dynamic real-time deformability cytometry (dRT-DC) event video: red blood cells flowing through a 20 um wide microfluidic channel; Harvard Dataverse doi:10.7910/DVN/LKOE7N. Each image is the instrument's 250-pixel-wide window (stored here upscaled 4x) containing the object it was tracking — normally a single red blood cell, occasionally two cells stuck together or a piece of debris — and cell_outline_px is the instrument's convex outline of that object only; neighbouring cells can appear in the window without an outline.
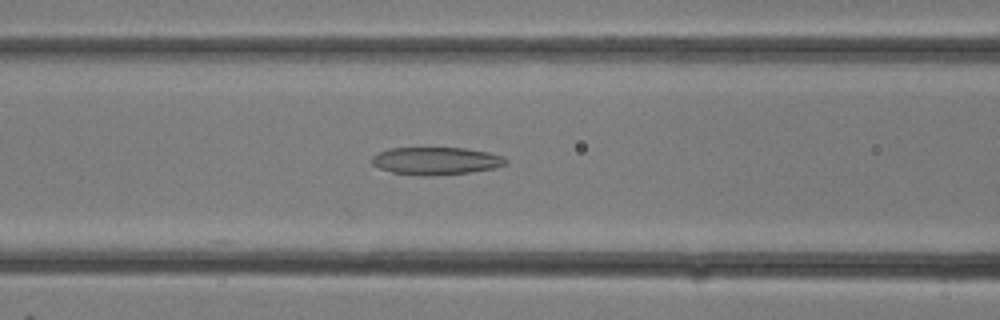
{"species": "common noctule bat (a hibernating species)", "species_latin": "Nyctalus noctula", "temperature_condition": "room temperature", "stored_images_in_passage": 21, "camera_frame_rate_fps": 3000, "um_per_image_px": 0.085, "animal": {"sex": "female"}, "frame": {"image": 1, "passage_image": 12, "time_ms": 3.667, "image_size_px": [1000, 320], "cell_outline_px": [[508, 164], [496, 168], [468, 172], [432, 176], [424, 176], [392, 172], [380, 168], [372, 164], [372, 156], [376, 152], [388, 148], [464, 148], [488, 152], [504, 156], [508, 160]], "centroid_in_image_um": [37.07, 13.67], "position_along_channel_um": 129.5, "area_um2": 21.68}}
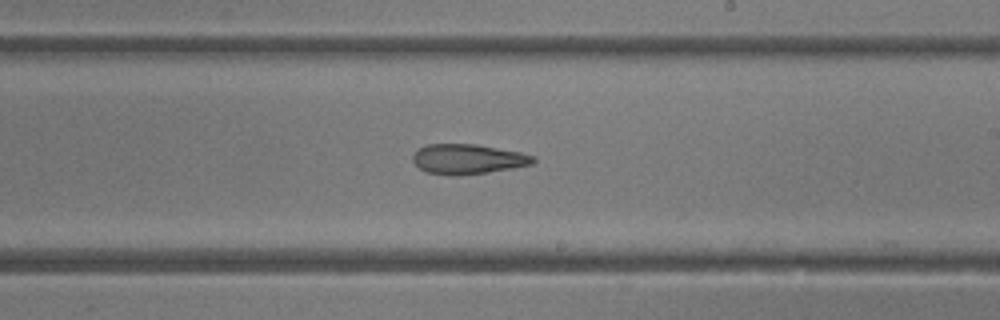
{"frame": {"image": 2, "passage_image": 17, "time_ms": 5.333, "image_size_px": [1000, 320], "cell_outline_px": [[536, 160], [532, 164], [512, 168], [488, 172], [456, 176], [452, 176], [424, 172], [412, 160], [412, 156], [420, 148], [428, 144], [476, 144], [520, 152], [536, 156]], "centroid_in_image_um": [39.77, 13.53], "position_along_channel_um": 249.2, "area_um2": 21.04}}
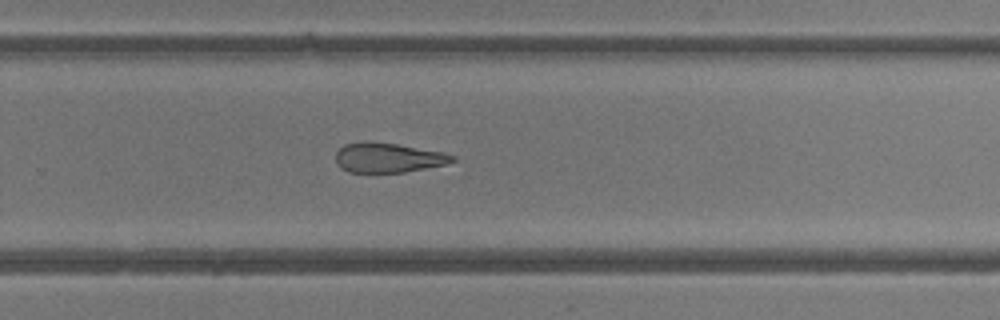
{"frame": {"image": 3, "passage_image": 19, "time_ms": 6.0, "image_size_px": [1000, 320], "cell_outline_px": [[456, 160], [444, 164], [404, 172], [348, 172], [340, 168], [336, 164], [336, 152], [344, 144], [368, 140], [396, 144], [444, 152], [456, 156]], "centroid_in_image_um": [32.95, 13.39], "position_along_channel_um": 296.9, "area_um2": 20.23}}